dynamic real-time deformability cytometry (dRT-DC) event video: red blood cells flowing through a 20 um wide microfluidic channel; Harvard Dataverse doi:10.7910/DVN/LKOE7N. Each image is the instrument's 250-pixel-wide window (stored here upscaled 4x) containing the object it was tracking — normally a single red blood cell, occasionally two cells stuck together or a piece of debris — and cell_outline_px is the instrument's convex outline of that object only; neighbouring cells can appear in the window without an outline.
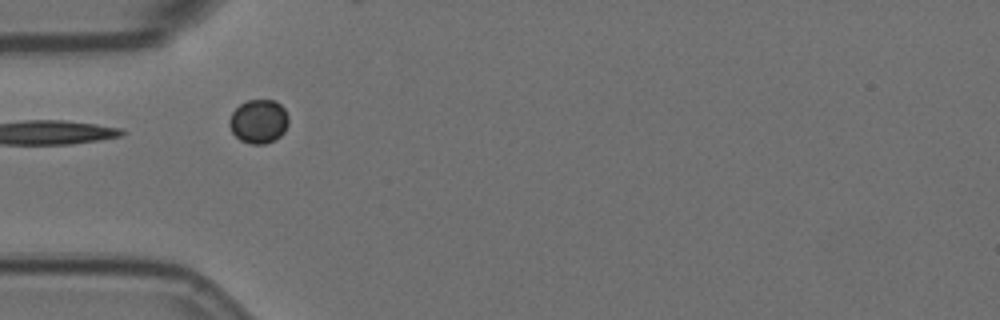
{"species": "Egyptian fruit bat (a non-hibernating species)", "species_latin": "Rousettus aegyptiacus", "temperature_condition": "room temperature", "stored_images_in_passage": 6, "camera_frame_rate_fps": 3000, "um_per_image_px": 0.085, "animal": {"sex": "female"}, "frame": {"image": 1, "passage_image": 3, "time_ms": 0.667, "image_size_px": [1000, 320], "cell_outline_px": [[288, 124], [284, 132], [280, 136], [264, 144], [252, 144], [240, 140], [232, 132], [228, 124], [228, 120], [232, 112], [240, 104], [248, 100], [276, 100], [284, 108], [288, 116]], "centroid_in_image_um": [21.98, 10.31], "position_along_channel_um": 63.0, "area_um2": 15.14}}
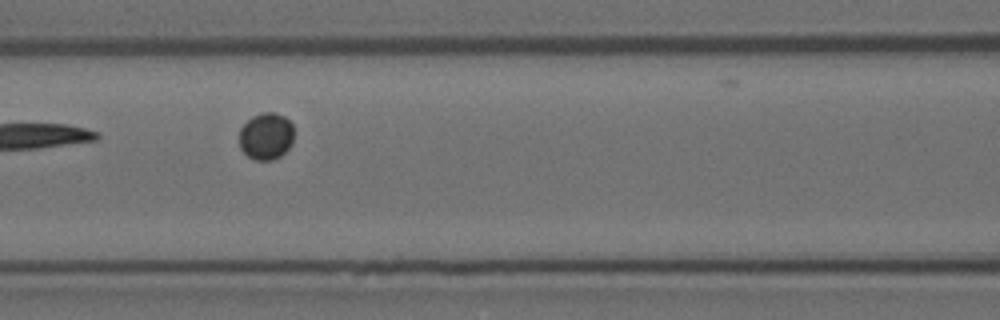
{"frame": {"image": 2, "passage_image": 5, "time_ms": 1.333, "image_size_px": [1000, 320], "cell_outline_px": [[292, 144], [280, 156], [272, 160], [256, 160], [248, 156], [240, 148], [240, 128], [252, 116], [264, 112], [272, 112], [284, 116], [292, 124]], "centroid_in_image_um": [22.61, 11.58], "position_along_channel_um": 144.0, "area_um2": 14.8}}